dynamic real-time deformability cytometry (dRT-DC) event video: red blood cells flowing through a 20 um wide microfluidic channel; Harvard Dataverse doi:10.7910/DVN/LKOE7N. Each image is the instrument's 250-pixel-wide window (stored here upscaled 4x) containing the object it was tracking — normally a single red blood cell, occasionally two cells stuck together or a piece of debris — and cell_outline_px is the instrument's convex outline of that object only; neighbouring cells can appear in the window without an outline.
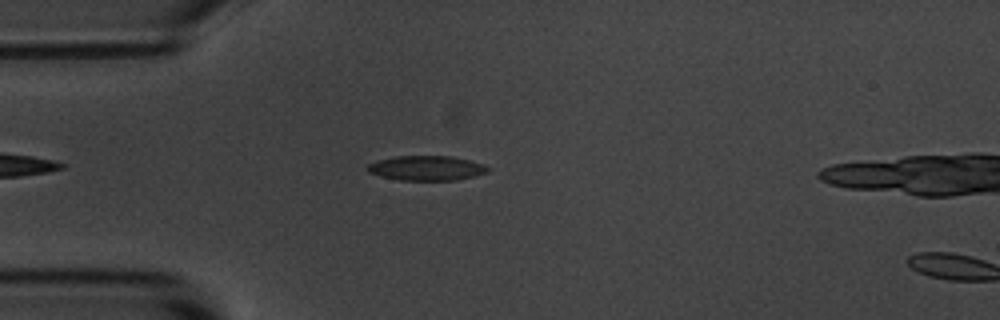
{"species": "common noctule bat (a hibernating species)", "species_latin": "Nyctalus noctula", "temperature_condition": "room temperature", "stored_images_in_passage": 8, "camera_frame_rate_fps": 3000, "um_per_image_px": 0.085, "animal": {"sex": "male", "body_mass_g": 20.1, "forearm_length_mm": 53.5}, "frame": {"image": 1, "passage_image": 6, "time_ms": 1.667, "image_size_px": [1000, 320], "cell_outline_px": [[488, 172], [456, 180], [396, 180], [380, 176], [368, 172], [368, 164], [380, 160], [396, 156], [452, 156], [484, 164], [488, 168]], "centroid_in_image_um": [36.24, 14.29], "position_along_channel_um": 48.8, "area_um2": 17.17}}